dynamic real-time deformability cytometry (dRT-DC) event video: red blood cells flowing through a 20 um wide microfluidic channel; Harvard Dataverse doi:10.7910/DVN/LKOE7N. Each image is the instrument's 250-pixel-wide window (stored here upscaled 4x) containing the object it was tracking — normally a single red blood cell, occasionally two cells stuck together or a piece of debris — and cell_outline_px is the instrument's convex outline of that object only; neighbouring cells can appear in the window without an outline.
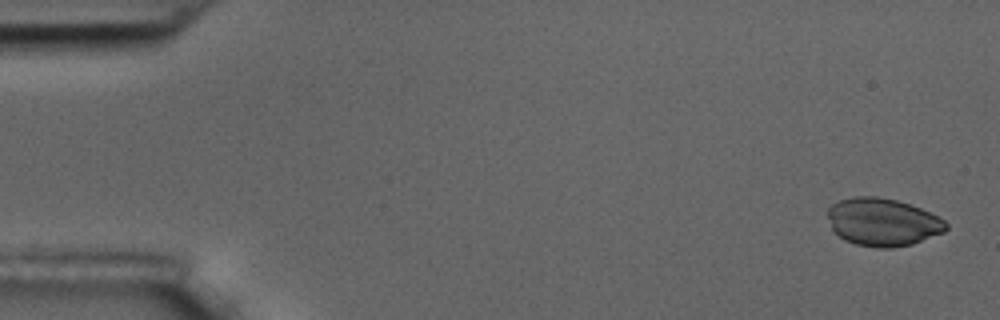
{"species": "common noctule bat (a hibernating species)", "species_latin": "Nyctalus noctula", "temperature_condition": "room temperature", "stored_images_in_passage": 4, "camera_frame_rate_fps": 3000, "um_per_image_px": 0.085, "animal": {"sex": "male", "body_mass_g": 17.5, "forearm_length_mm": 52.3}, "frame": {"image": 1, "passage_image": 1, "time_ms": 0.0, "image_size_px": [1000, 320], "cell_outline_px": [[948, 228], [944, 232], [912, 244], [892, 248], [876, 248], [856, 244], [844, 240], [832, 228], [828, 216], [828, 208], [832, 204], [840, 200], [852, 196], [876, 196], [896, 200], [920, 208], [944, 220], [948, 224]], "centroid_in_image_um": [75.03, 18.88], "position_along_channel_um": 10.0, "area_um2": 32.83}}